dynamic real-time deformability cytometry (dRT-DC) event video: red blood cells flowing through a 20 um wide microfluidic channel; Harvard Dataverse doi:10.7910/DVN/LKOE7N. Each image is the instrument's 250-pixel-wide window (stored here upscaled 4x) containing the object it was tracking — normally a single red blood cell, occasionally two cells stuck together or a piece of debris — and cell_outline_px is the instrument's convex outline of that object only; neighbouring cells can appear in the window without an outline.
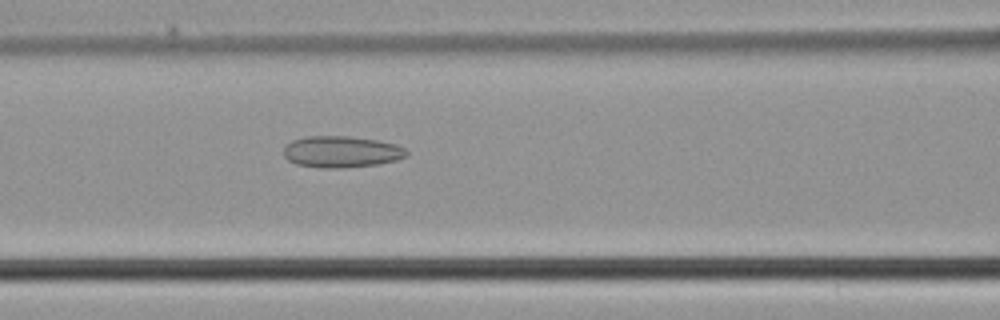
{"species": "common noctule bat (a hibernating species)", "species_latin": "Nyctalus noctula", "temperature_condition": "cold", "stored_images_in_passage": 32, "camera_frame_rate_fps": 3000, "um_per_image_px": 0.085, "animal": {"sex": "male", "body_mass_g": 21.5, "forearm_length_mm": 52.0}, "frame": {"image": 1, "passage_image": 7, "time_ms": 2.0, "image_size_px": [1000, 320], "cell_outline_px": [[408, 156], [396, 160], [380, 164], [344, 168], [320, 168], [296, 164], [288, 160], [284, 156], [284, 148], [292, 140], [308, 136], [348, 136], [376, 140], [396, 144], [404, 148], [408, 152]], "centroid_in_image_um": [29.03, 12.91], "position_along_channel_um": 137.6, "area_um2": 22.66}}
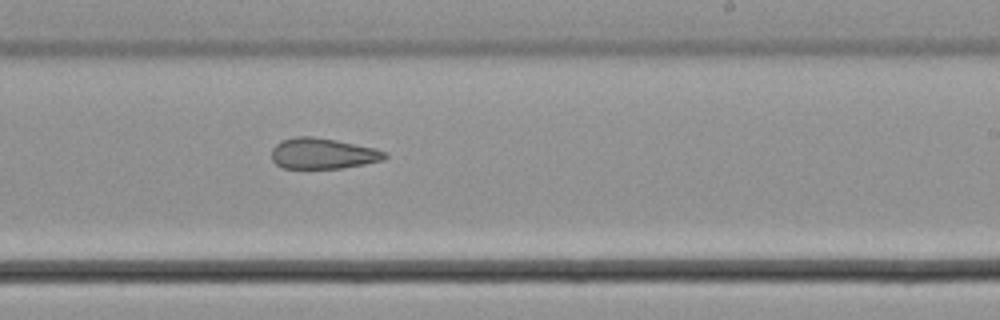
{"frame": {"image": 2, "passage_image": 16, "time_ms": 5.0, "image_size_px": [1000, 320], "cell_outline_px": [[388, 156], [384, 160], [364, 164], [340, 168], [284, 168], [276, 164], [272, 160], [272, 148], [280, 140], [296, 136], [312, 136], [336, 140], [376, 148], [388, 152]], "centroid_in_image_um": [27.45, 13.04], "position_along_channel_um": 261.5, "area_um2": 20.46}}
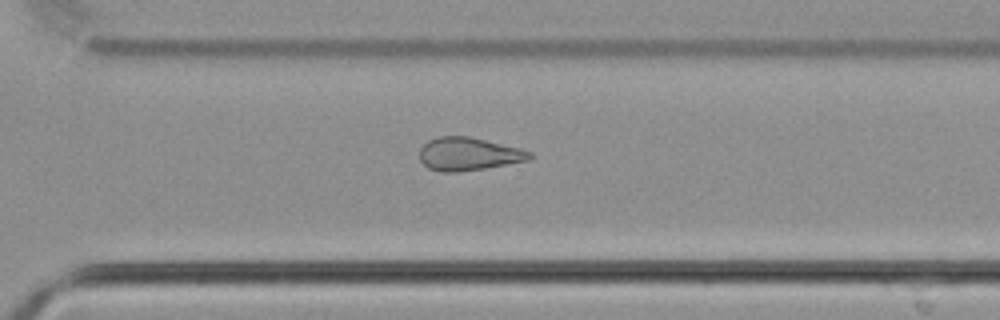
{"frame": {"image": 3, "passage_image": 21, "time_ms": 6.667, "image_size_px": [1000, 320], "cell_outline_px": [[532, 156], [528, 160], [484, 168], [456, 172], [444, 172], [428, 168], [420, 160], [420, 148], [428, 140], [440, 136], [468, 136], [520, 148], [532, 152]], "centroid_in_image_um": [39.8, 13.08], "position_along_channel_um": 330.8, "area_um2": 20.98}}